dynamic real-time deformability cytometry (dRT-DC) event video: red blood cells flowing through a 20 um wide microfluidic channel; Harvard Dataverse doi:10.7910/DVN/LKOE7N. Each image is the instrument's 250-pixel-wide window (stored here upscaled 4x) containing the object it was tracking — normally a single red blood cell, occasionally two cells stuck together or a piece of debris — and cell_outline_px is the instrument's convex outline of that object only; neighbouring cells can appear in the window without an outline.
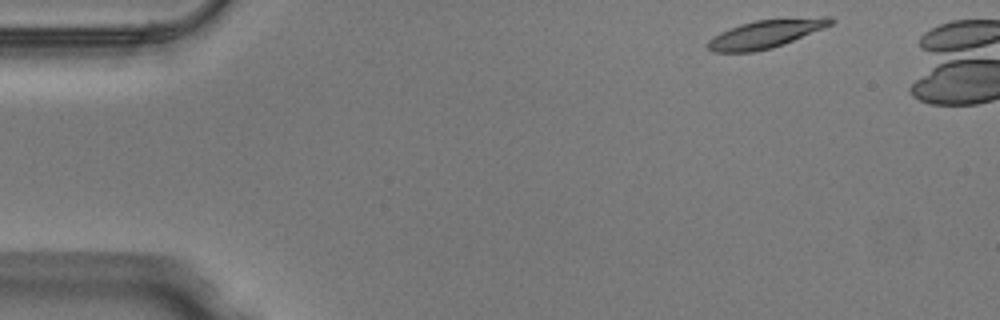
{"species": "Egyptian fruit bat (a non-hibernating species)", "species_latin": "Rousettus aegyptiacus", "temperature_condition": "warm", "stored_images_in_passage": 41, "camera_frame_rate_fps": 3000, "um_per_image_px": 0.085, "animal": {"sex": "male"}, "frame": {"image": 1, "passage_image": 1, "time_ms": 0.0, "image_size_px": [1000, 320], "cell_outline_px": [[836, 20], [832, 24], [824, 28], [784, 44], [772, 48], [752, 52], [712, 52], [704, 44], [708, 40], [720, 32], [740, 24], [756, 20], [824, 16], [832, 16]], "centroid_in_image_um": [65.1, 2.87], "position_along_channel_um": 19.9, "area_um2": 20.35}}
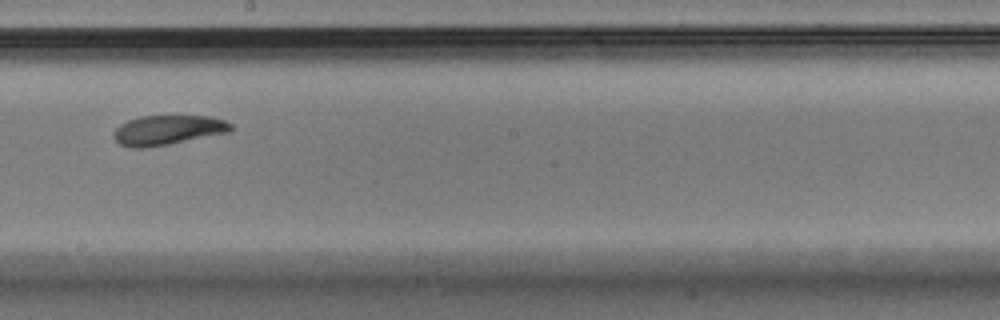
{"frame": {"image": 2, "passage_image": 24, "time_ms": 7.667, "image_size_px": [1000, 320], "cell_outline_px": [[232, 132], [168, 144], [144, 148], [132, 148], [120, 144], [112, 136], [112, 132], [120, 124], [128, 120], [140, 116], [208, 116], [224, 120], [232, 124]], "centroid_in_image_um": [14.25, 11.06], "position_along_channel_um": 233.9, "area_um2": 20.35}}
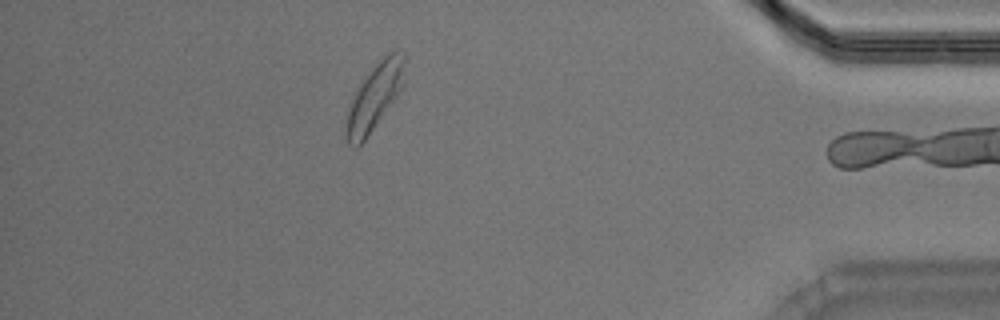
{"frame": {"image": 3, "passage_image": 40, "time_ms": 13.0, "image_size_px": [1000, 320], "cell_outline_px": [[404, 60], [400, 92], [364, 140], [356, 148], [352, 148], [348, 144], [344, 132], [348, 112], [352, 100], [360, 84], [372, 68], [388, 52], [404, 52]], "centroid_in_image_um": [31.8, 8.29], "position_along_channel_um": 403.4, "area_um2": 21.73}, "authors_computed_cell_mechanics": {"area_um2": 20.6346, "velocity_mm_per_s": 3.9931, "shape_relaxation_time_tau1_ms": 2.4734, "shape_relaxation_time_tau2_ms": 2.6698, "deformation_change_tau1": 0.1332, "deformation_change_tau2": 0.0843}}